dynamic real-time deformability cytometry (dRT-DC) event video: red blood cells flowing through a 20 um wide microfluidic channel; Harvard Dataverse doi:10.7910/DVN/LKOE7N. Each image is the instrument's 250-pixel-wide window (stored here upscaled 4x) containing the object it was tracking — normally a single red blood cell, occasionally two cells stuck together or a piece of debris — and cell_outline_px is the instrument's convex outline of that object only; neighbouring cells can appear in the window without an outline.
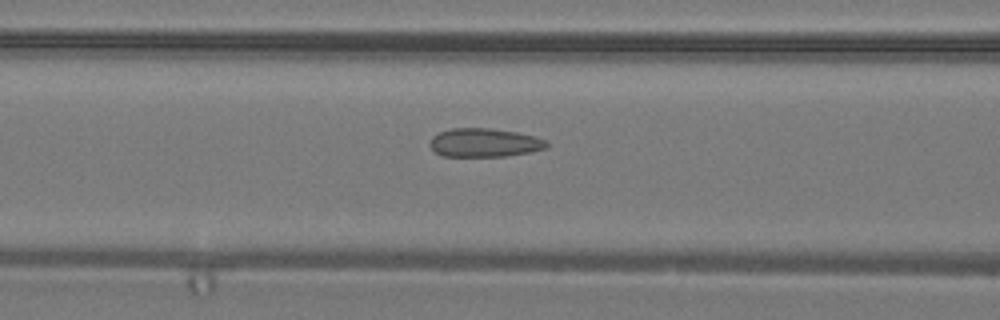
{"species": "common noctule bat (a hibernating species)", "species_latin": "Nyctalus noctula", "temperature_condition": "warm", "stored_images_in_passage": 14, "camera_frame_rate_fps": 3000, "um_per_image_px": 0.085, "animal": {"sex": "male", "body_mass_g": 19.2, "forearm_length_mm": 51.8}, "frame": {"image": 1, "passage_image": 10, "time_ms": 3.0, "image_size_px": [1000, 320], "cell_outline_px": [[548, 148], [528, 152], [504, 156], [444, 156], [436, 152], [428, 144], [432, 136], [440, 132], [452, 128], [492, 128], [516, 132], [548, 140]], "centroid_in_image_um": [41.17, 12.12], "position_along_channel_um": 125.4, "area_um2": 19.42}}
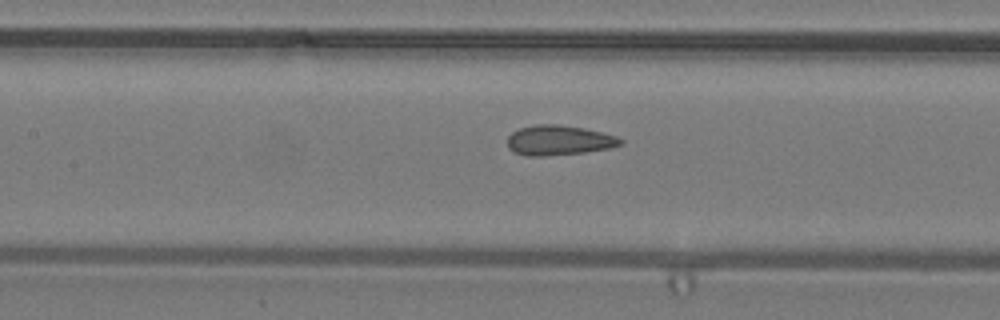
{"frame": {"image": 2, "passage_image": 12, "time_ms": 3.667, "image_size_px": [1000, 320], "cell_outline_px": [[624, 144], [608, 148], [584, 152], [544, 156], [524, 156], [512, 152], [508, 148], [508, 136], [512, 132], [520, 128], [536, 124], [556, 124], [584, 128], [616, 136], [624, 140]], "centroid_in_image_um": [47.48, 11.93], "position_along_channel_um": 159.9, "area_um2": 19.77}}